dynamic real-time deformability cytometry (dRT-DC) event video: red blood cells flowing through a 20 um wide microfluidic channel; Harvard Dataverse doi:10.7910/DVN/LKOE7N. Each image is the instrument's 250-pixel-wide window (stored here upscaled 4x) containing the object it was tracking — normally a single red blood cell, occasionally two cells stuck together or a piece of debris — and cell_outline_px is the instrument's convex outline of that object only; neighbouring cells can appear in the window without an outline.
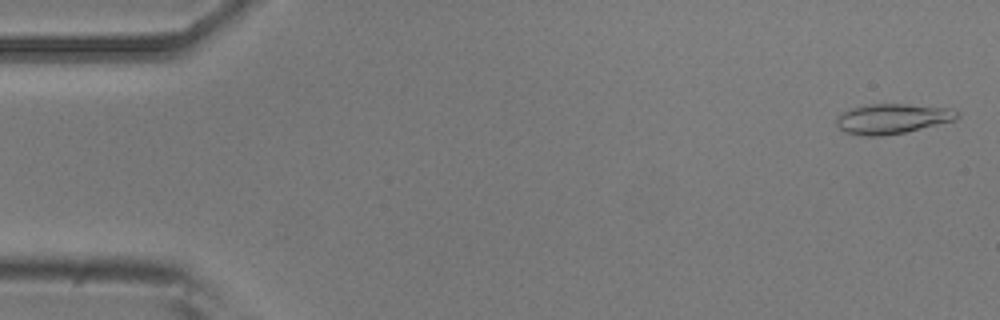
{"species": "common noctule bat (a hibernating species)", "species_latin": "Nyctalus noctula", "temperature_condition": "room temperature", "stored_images_in_passage": 14, "camera_frame_rate_fps": 3000, "um_per_image_px": 0.085, "animal": {"sex": "male", "body_mass_g": 20.5, "forearm_length_mm": 52.5}, "frame": {"image": 1, "passage_image": 2, "time_ms": 0.333, "image_size_px": [1000, 320], "cell_outline_px": [[960, 116], [956, 120], [904, 132], [880, 136], [864, 136], [844, 132], [836, 124], [836, 116], [852, 108], [872, 104], [904, 104], [948, 108], [960, 112]], "centroid_in_image_um": [75.85, 10.09], "position_along_channel_um": 9.2, "area_um2": 20.92}}
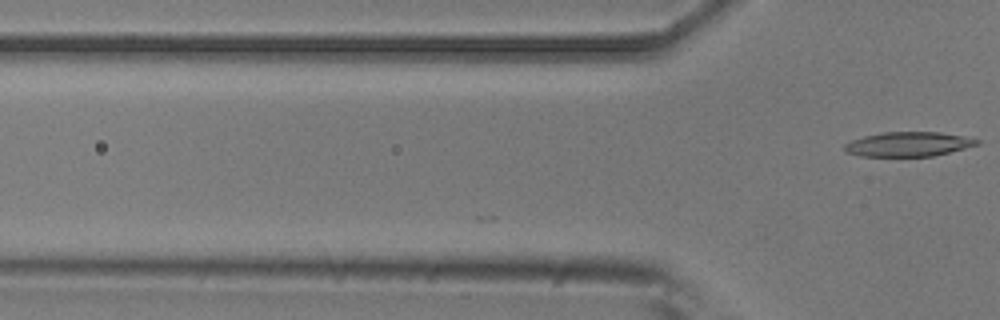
{"frame": {"image": 2, "passage_image": 14, "time_ms": 4.333, "image_size_px": [1000, 320], "cell_outline_px": [[980, 144], [932, 156], [860, 156], [844, 152], [844, 144], [852, 140], [864, 136], [884, 132], [940, 132], [964, 136], [980, 140]], "centroid_in_image_um": [77.19, 12.25], "position_along_channel_um": 48.6, "area_um2": 18.84}}